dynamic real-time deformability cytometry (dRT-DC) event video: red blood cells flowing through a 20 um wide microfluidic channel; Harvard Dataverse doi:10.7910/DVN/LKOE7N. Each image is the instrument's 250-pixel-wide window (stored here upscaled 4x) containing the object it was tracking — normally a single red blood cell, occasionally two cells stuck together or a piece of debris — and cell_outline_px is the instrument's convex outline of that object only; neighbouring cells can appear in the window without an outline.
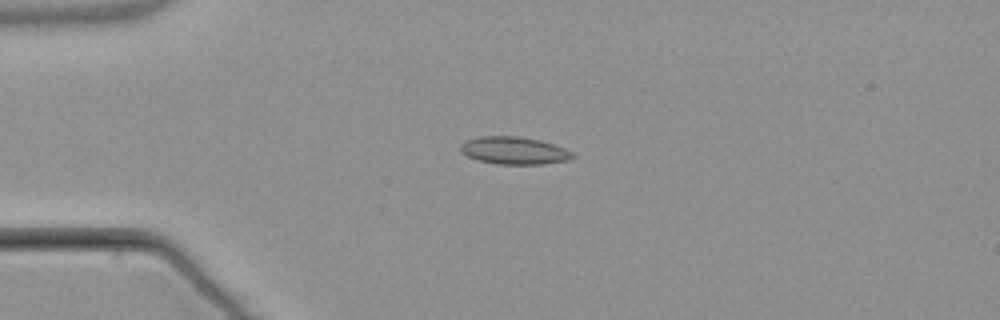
{"species": "common noctule bat (a hibernating species)", "species_latin": "Nyctalus noctula", "temperature_condition": "warm", "stored_images_in_passage": 5, "camera_frame_rate_fps": 3000, "um_per_image_px": 0.085, "animal": {"sex": "male", "body_mass_g": 21.5, "forearm_length_mm": 52.0}, "frame": {"image": 1, "passage_image": 4, "time_ms": 3.667, "image_size_px": [1000, 320], "cell_outline_px": [[576, 156], [568, 160], [544, 164], [496, 164], [476, 160], [460, 152], [460, 144], [464, 140], [480, 136], [516, 136], [540, 140], [564, 148], [572, 152]], "centroid_in_image_um": [43.66, 12.8], "position_along_channel_um": 41.3, "area_um2": 18.09}}